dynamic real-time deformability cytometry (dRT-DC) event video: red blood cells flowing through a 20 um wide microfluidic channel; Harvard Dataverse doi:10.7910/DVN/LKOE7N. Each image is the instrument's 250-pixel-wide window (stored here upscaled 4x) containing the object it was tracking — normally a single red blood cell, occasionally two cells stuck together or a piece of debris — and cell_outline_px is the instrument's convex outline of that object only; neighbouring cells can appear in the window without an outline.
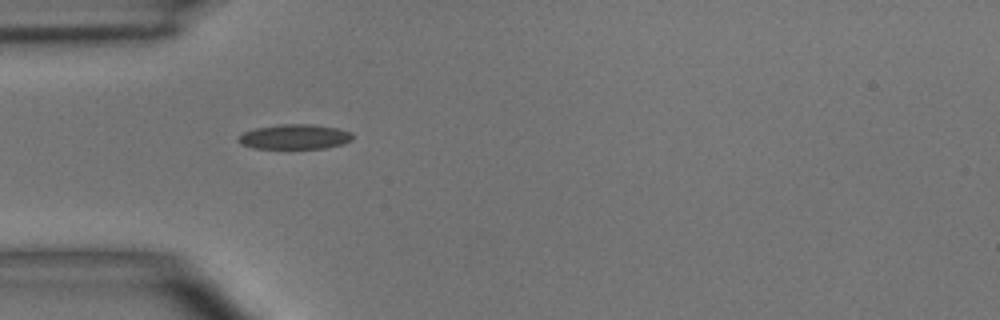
{"species": "common noctule bat (a hibernating species)", "species_latin": "Nyctalus noctula", "temperature_condition": "room temperature", "stored_images_in_passage": 5, "camera_frame_rate_fps": 3000, "um_per_image_px": 0.085, "animal": {"sex": "male", "body_mass_g": 15.6}, "frame": {"image": 1, "passage_image": 4, "time_ms": 3.667, "image_size_px": [1000, 320], "cell_outline_px": [[352, 140], [344, 144], [324, 148], [252, 148], [240, 144], [236, 140], [244, 132], [256, 128], [284, 124], [312, 124], [336, 128], [352, 132]], "centroid_in_image_um": [25.05, 11.63], "position_along_channel_um": 59.9, "area_um2": 16.47}}
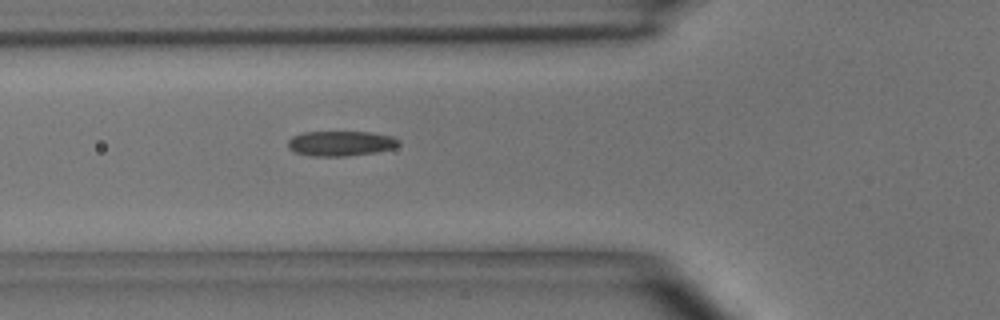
{"frame": {"image": 2, "passage_image": 5, "time_ms": 4.667, "image_size_px": [1000, 320], "cell_outline_px": [[400, 144], [392, 148], [376, 152], [348, 156], [312, 156], [292, 152], [288, 148], [288, 140], [292, 136], [300, 132], [372, 132], [392, 136], [400, 140]], "centroid_in_image_um": [28.93, 12.19], "position_along_channel_um": 96.9, "area_um2": 16.36}}